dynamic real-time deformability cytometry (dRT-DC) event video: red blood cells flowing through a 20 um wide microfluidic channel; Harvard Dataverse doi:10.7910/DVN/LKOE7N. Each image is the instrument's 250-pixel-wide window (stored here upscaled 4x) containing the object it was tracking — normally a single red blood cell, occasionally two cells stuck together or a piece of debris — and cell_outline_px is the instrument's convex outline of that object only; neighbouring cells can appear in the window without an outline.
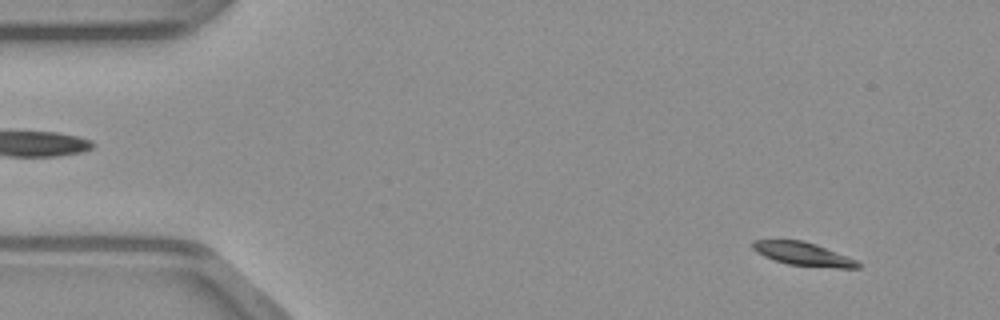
{"species": "common noctule bat (a hibernating species)", "species_latin": "Nyctalus noctula", "temperature_condition": "warm", "stored_images_in_passage": 34, "camera_frame_rate_fps": 3000, "um_per_image_px": 0.085, "animal": {"sex": "male", "body_mass_g": 23.1, "forearm_length_mm": 52.7}, "frame": {"image": 1, "passage_image": 4, "time_ms": 1.0, "image_size_px": [1000, 320], "cell_outline_px": [[860, 268], [836, 268], [788, 264], [764, 256], [756, 252], [752, 248], [752, 240], [804, 240], [816, 244], [848, 256], [856, 260], [860, 264]], "centroid_in_image_um": [68.28, 21.58], "position_along_channel_um": 16.7, "area_um2": 14.28}}
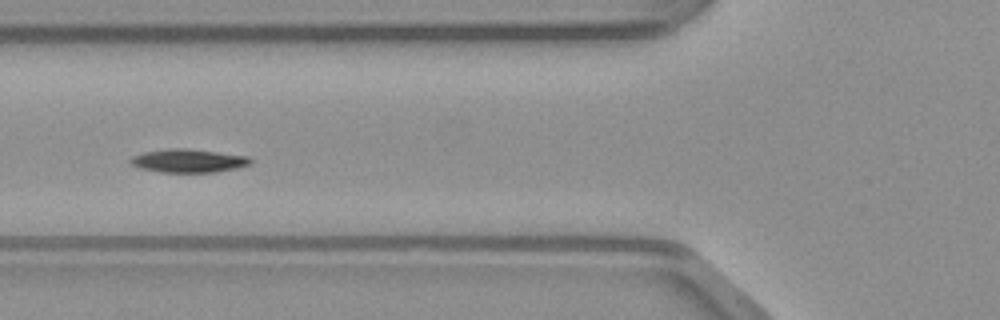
{"frame": {"image": 2, "passage_image": 18, "time_ms": 5.667, "image_size_px": [1000, 320], "cell_outline_px": [[252, 164], [236, 168], [216, 172], [160, 172], [140, 168], [132, 164], [128, 160], [132, 156], [144, 152], [168, 148], [184, 148], [248, 156], [252, 160]], "centroid_in_image_um": [16.0, 13.66], "position_along_channel_um": 109.8, "area_um2": 16.3}}
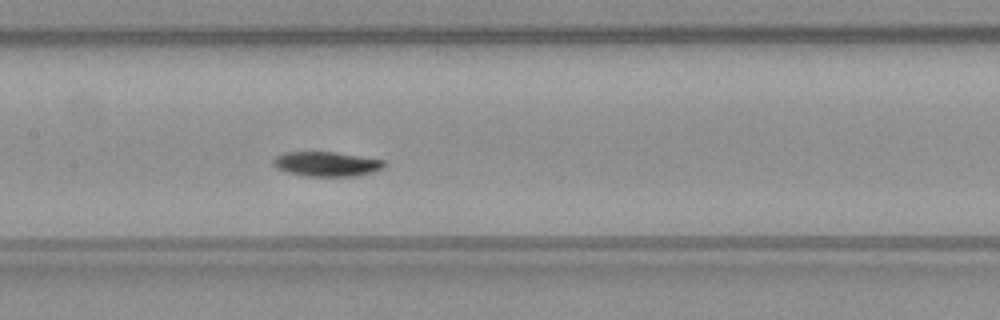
{"frame": {"image": 3, "passage_image": 23, "time_ms": 7.333, "image_size_px": [1000, 320], "cell_outline_px": [[388, 164], [384, 168], [360, 176], [304, 176], [288, 172], [276, 168], [272, 164], [272, 160], [276, 156], [284, 152], [332, 152], [384, 160]], "centroid_in_image_um": [27.76, 13.95], "position_along_channel_um": 179.6, "area_um2": 16.01}}